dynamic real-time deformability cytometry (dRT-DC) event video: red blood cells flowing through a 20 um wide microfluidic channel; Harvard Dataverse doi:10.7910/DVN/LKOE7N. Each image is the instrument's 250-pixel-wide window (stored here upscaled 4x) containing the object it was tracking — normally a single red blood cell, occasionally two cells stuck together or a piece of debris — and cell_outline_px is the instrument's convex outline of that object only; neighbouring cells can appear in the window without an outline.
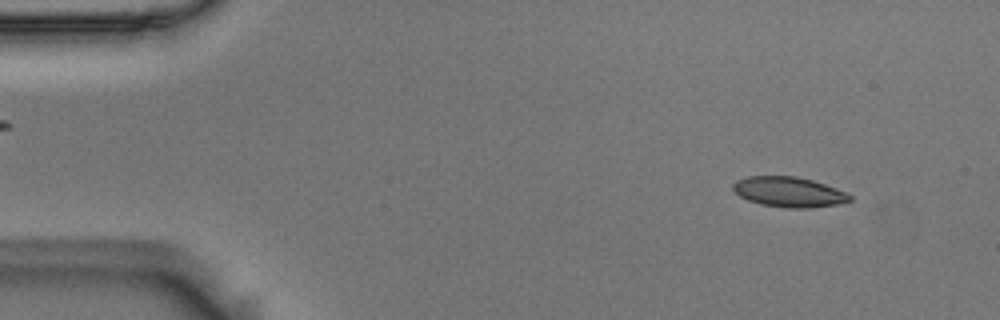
{"species": "Egyptian fruit bat (a non-hibernating species)", "species_latin": "Rousettus aegyptiacus", "temperature_condition": "room temperature", "stored_images_in_passage": 55, "camera_frame_rate_fps": 3000, "um_per_image_px": 0.085, "animal": {"sex": "male"}, "frame": {"image": 1, "passage_image": 6, "time_ms": 1.667, "image_size_px": [1000, 320], "cell_outline_px": [[852, 200], [836, 204], [808, 208], [784, 208], [760, 204], [748, 200], [740, 196], [732, 188], [732, 184], [736, 180], [748, 176], [796, 176], [812, 180], [848, 192], [852, 196]], "centroid_in_image_um": [67.05, 16.31], "position_along_channel_um": 17.9, "area_um2": 20.58}}
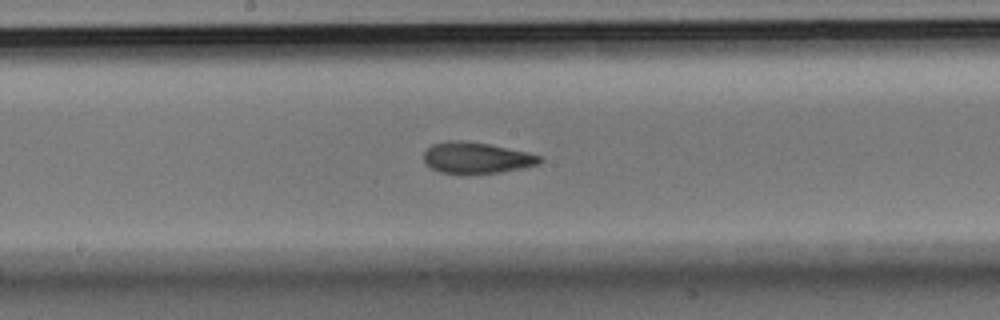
{"frame": {"image": 2, "passage_image": 29, "time_ms": 9.333, "image_size_px": [1000, 320], "cell_outline_px": [[544, 160], [540, 164], [524, 168], [500, 172], [464, 176], [460, 176], [440, 172], [432, 168], [424, 160], [424, 152], [432, 144], [448, 140], [460, 140], [488, 144], [528, 152], [544, 156]], "centroid_in_image_um": [40.54, 13.45], "position_along_channel_um": 207.7, "area_um2": 21.73}}
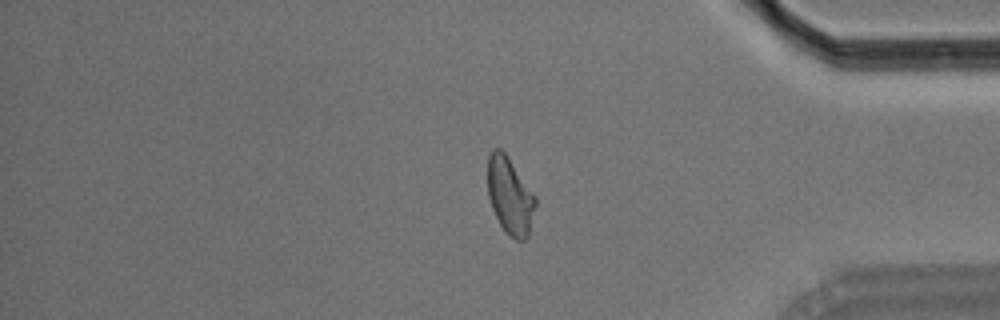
{"frame": {"image": 3, "passage_image": 46, "time_ms": 15.0, "image_size_px": [1000, 320], "cell_outline_px": [[536, 204], [528, 236], [524, 240], [516, 240], [504, 232], [492, 208], [488, 196], [488, 156], [492, 148], [500, 148], [508, 156], [536, 196]], "centroid_in_image_um": [43.34, 16.63], "position_along_channel_um": 391.9, "area_um2": 21.5}, "authors_computed_cell_mechanics": {"area_um2": 21.2126, "velocity_mm_per_s": 3.6662, "shape_relaxation_time_tau1_ms": 8.2653, "shape_relaxation_time_tau2_ms": 1.9318, "deformation_change_tau1": 0.1907, "deformation_change_tau2": 0.0916}}